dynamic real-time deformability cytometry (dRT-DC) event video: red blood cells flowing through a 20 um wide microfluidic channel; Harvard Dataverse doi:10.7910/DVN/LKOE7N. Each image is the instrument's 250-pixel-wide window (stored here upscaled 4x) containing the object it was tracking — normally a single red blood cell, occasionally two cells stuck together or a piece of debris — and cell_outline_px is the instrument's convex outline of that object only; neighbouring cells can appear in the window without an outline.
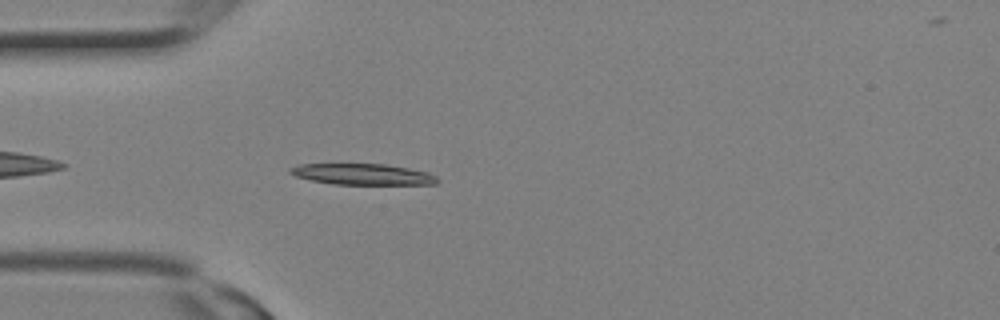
{"species": "Egyptian fruit bat (a non-hibernating species)", "species_latin": "Rousettus aegyptiacus", "temperature_condition": "room temperature", "stored_images_in_passage": 2, "camera_frame_rate_fps": 3000, "um_per_image_px": 0.085, "animal": {"sex": "female"}, "frame": {"image": 1, "passage_image": 2, "time_ms": 0.333, "image_size_px": [1000, 320], "cell_outline_px": [[440, 180], [436, 184], [332, 184], [312, 180], [296, 176], [288, 172], [288, 168], [300, 164], [384, 164], [408, 168], [428, 172], [436, 176]], "centroid_in_image_um": [30.82, 14.81], "position_along_channel_um": 54.2, "area_um2": 17.98}}